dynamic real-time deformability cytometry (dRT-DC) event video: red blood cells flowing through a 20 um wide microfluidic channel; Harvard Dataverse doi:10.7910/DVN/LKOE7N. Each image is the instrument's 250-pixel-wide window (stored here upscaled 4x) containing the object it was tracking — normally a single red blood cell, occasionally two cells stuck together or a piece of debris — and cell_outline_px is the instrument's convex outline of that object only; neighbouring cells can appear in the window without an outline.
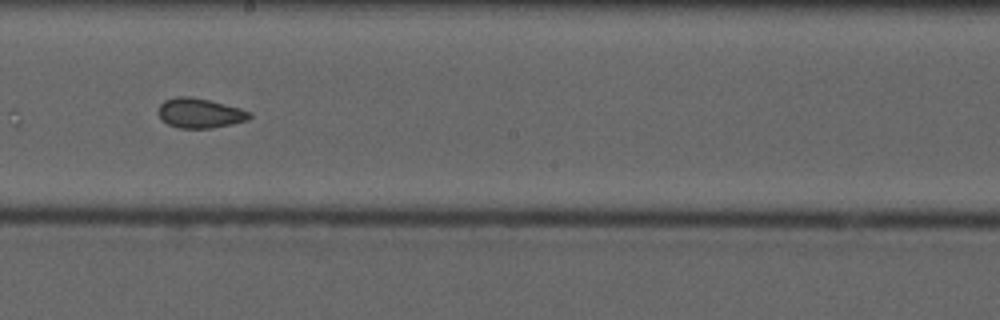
{"species": "common noctule bat (a hibernating species)", "species_latin": "Nyctalus noctula", "temperature_condition": "cold", "stored_images_in_passage": 9, "camera_frame_rate_fps": 3000, "um_per_image_px": 0.085, "animal": {"sex": "male", "forearm_length_mm": 52.5}, "frame": {"image": 1, "passage_image": 8, "time_ms": 8.333, "image_size_px": [1000, 320], "cell_outline_px": [[252, 116], [248, 120], [232, 124], [212, 128], [180, 128], [168, 124], [156, 112], [160, 104], [164, 100], [176, 96], [188, 96], [208, 100], [240, 108], [252, 112]], "centroid_in_image_um": [16.99, 9.61], "position_along_channel_um": 231.2, "area_um2": 15.84}}
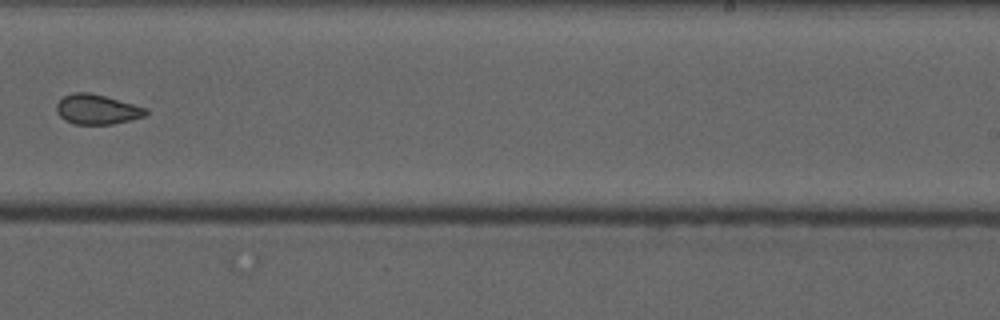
{"frame": {"image": 2, "passage_image": 9, "time_ms": 9.667, "image_size_px": [1000, 320], "cell_outline_px": [[148, 112], [144, 116], [112, 124], [76, 124], [64, 120], [56, 112], [56, 104], [64, 96], [72, 92], [88, 92], [104, 96], [148, 108]], "centroid_in_image_um": [8.22, 9.29], "position_along_channel_um": 280.8, "area_um2": 15.43}}